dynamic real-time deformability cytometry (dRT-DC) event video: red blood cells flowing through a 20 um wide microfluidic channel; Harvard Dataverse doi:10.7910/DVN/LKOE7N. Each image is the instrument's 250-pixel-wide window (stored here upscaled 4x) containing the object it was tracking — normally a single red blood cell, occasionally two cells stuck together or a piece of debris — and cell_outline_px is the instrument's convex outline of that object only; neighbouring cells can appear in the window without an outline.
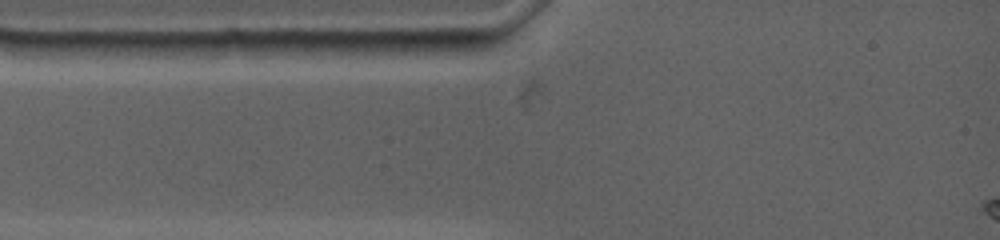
{"species": "common noctule bat (a hibernating species)", "species_latin": "Nyctalus noctula", "temperature_condition": "warm", "stored_images_in_passage": 3, "camera_frame_rate_fps": 4500, "um_per_image_px": 0.085, "animal": {"sex": "female", "body_mass_g": 19.0, "forearm_length_mm": 53.3}, "frame": {"image": 1, "passage_image": 2, "time_ms": 0.444, "image_size_px": [1000, 240], "cell_outline_px": [[480, 48], [456, 56], [416, 56], [372, 52], [364, 44], [364, 40], [476, 40]], "centroid_in_image_um": [35.92, 4.01], "position_along_channel_um": 49.1, "area_um2": 11.5}}